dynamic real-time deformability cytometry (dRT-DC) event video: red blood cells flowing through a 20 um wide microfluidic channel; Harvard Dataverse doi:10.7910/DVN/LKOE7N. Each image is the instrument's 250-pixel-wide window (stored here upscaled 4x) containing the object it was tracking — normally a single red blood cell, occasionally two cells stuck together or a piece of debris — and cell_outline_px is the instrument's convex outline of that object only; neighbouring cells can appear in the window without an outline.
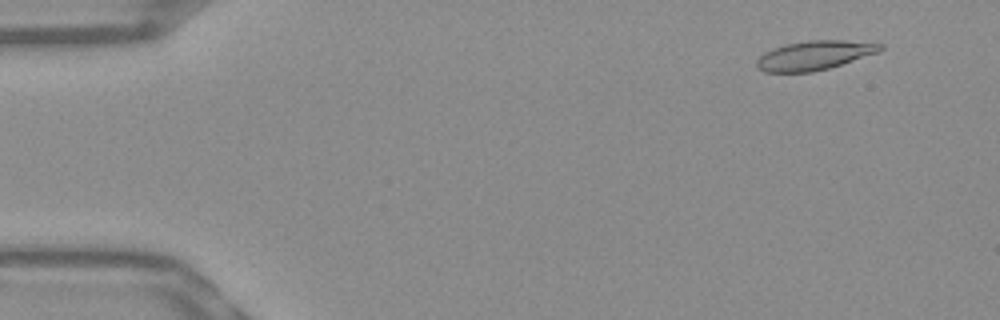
{"species": "Egyptian fruit bat (a non-hibernating species)", "species_latin": "Rousettus aegyptiacus", "temperature_condition": "warm", "stored_images_in_passage": 53, "camera_frame_rate_fps": 3000, "um_per_image_px": 0.085, "frame": {"image": 1, "passage_image": 5, "time_ms": 1.333, "image_size_px": [1000, 320], "cell_outline_px": [[884, 48], [880, 52], [828, 68], [812, 72], [764, 72], [756, 68], [756, 60], [764, 52], [772, 48], [784, 44], [808, 40], [844, 40], [884, 44]], "centroid_in_image_um": [69.2, 4.7], "position_along_channel_um": 15.8, "area_um2": 21.15}}
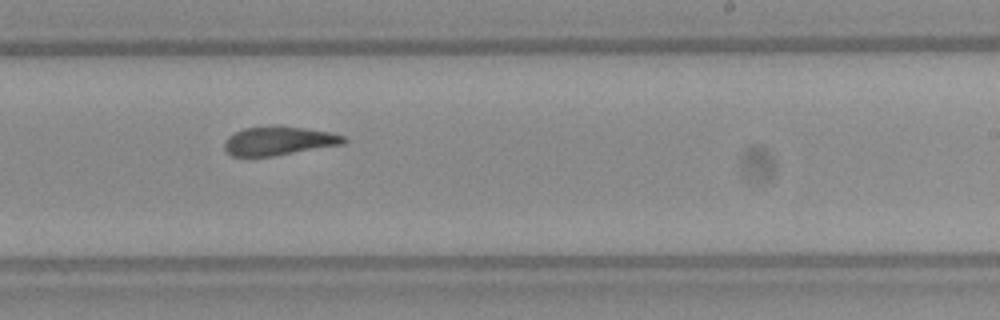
{"frame": {"image": 2, "passage_image": 33, "time_ms": 10.667, "image_size_px": [1000, 320], "cell_outline_px": [[348, 140], [344, 144], [272, 156], [232, 156], [224, 148], [224, 144], [228, 136], [244, 128], [304, 128], [328, 132], [344, 136]], "centroid_in_image_um": [23.71, 12.01], "position_along_channel_um": 265.3, "area_um2": 19.19}}
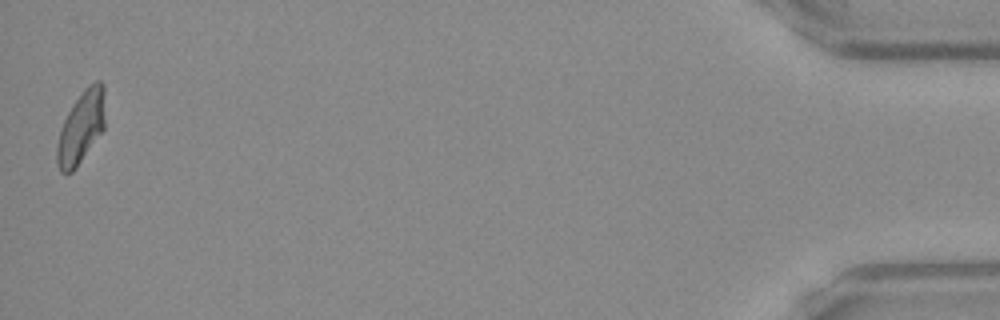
{"frame": {"image": 3, "passage_image": 53, "time_ms": 17.333, "image_size_px": [1000, 320], "cell_outline_px": [[104, 128], [76, 168], [72, 172], [60, 172], [56, 164], [56, 144], [64, 120], [72, 104], [84, 88], [88, 84], [96, 80], [100, 80], [104, 84]], "centroid_in_image_um": [6.88, 10.8], "position_along_channel_um": 428.3, "area_um2": 20.29}, "authors_computed_cell_mechanics": {"area_um2": 20.6346, "velocity_mm_per_s": 3.8426, "shape_relaxation_time_tau1_ms": null, "shape_relaxation_time_tau2_ms": 2.2911, "deformation_change_tau1": null, "deformation_change_tau2": 0.1107}}